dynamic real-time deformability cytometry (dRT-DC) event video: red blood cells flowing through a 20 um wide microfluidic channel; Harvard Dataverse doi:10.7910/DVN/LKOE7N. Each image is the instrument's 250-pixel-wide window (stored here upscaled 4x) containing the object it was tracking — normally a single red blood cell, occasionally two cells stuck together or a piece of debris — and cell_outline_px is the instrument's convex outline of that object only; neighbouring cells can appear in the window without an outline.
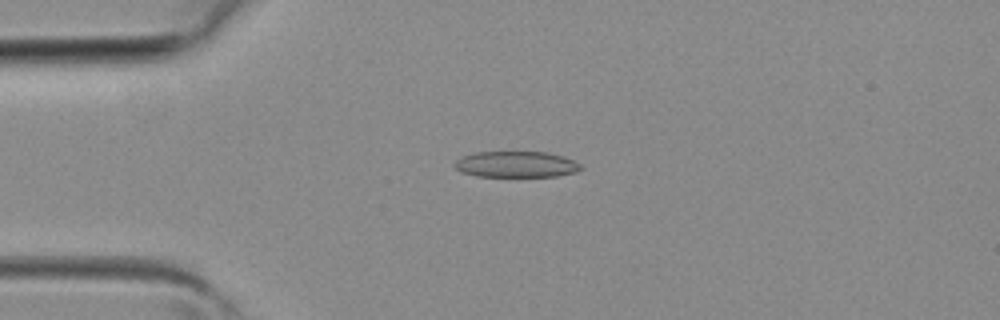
{"species": "common noctule bat (a hibernating species)", "species_latin": "Nyctalus noctula", "temperature_condition": "room temperature", "stored_images_in_passage": 33, "camera_frame_rate_fps": 3000, "um_per_image_px": 0.085, "animal": {"sex": "female", "body_mass_g": 19.3, "forearm_length_mm": 54.1}, "frame": {"image": 1, "passage_image": 3, "time_ms": 0.667, "image_size_px": [1000, 320], "cell_outline_px": [[584, 168], [576, 172], [556, 176], [476, 176], [460, 172], [452, 164], [456, 160], [464, 156], [476, 152], [548, 152], [564, 156], [580, 164]], "centroid_in_image_um": [43.88, 13.97], "position_along_channel_um": 41.1, "area_um2": 19.19}}
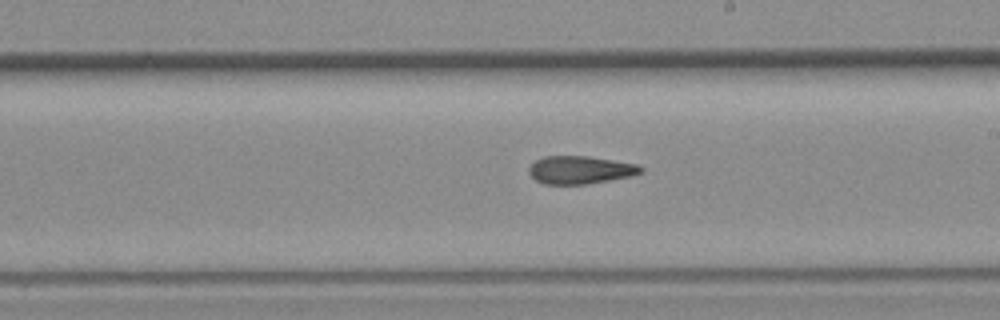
{"frame": {"image": 2, "passage_image": 16, "time_ms": 5.0, "image_size_px": [1000, 320], "cell_outline_px": [[644, 172], [632, 176], [588, 184], [544, 184], [536, 180], [528, 172], [528, 168], [536, 160], [544, 156], [588, 156], [636, 164], [644, 168]], "centroid_in_image_um": [49.33, 14.44], "position_along_channel_um": 239.7, "area_um2": 18.21}}
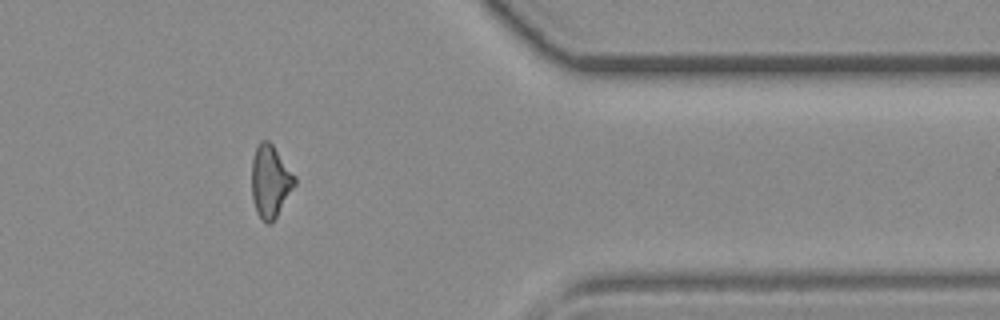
{"frame": {"image": 3, "passage_image": 26, "time_ms": 8.333, "image_size_px": [1000, 320], "cell_outline_px": [[296, 184], [272, 224], [264, 224], [256, 212], [252, 200], [252, 160], [256, 148], [260, 140], [268, 140], [272, 144], [296, 176]], "centroid_in_image_um": [22.97, 15.45], "position_along_channel_um": 388.4, "area_um2": 18.32}}